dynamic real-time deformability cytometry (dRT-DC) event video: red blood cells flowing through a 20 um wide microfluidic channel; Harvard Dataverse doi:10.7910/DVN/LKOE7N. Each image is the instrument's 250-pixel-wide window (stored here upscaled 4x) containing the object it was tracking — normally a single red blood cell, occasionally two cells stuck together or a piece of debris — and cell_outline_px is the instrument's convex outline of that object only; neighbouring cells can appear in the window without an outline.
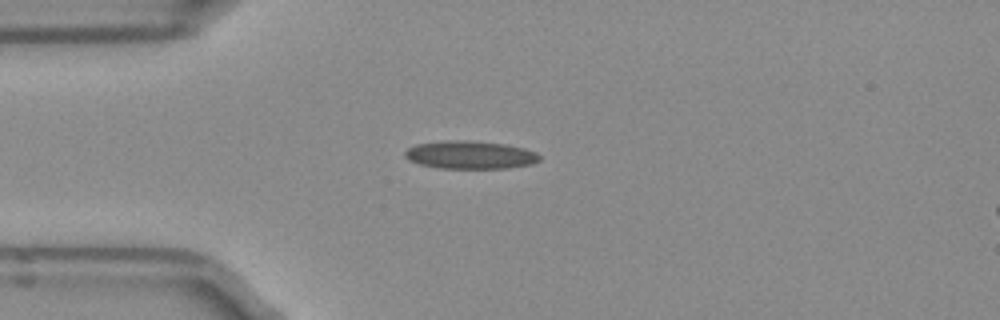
{"species": "Egyptian fruit bat (a non-hibernating species)", "species_latin": "Rousettus aegyptiacus", "temperature_condition": "room temperature", "stored_images_in_passage": 2, "camera_frame_rate_fps": 3000, "um_per_image_px": 0.085, "frame": {"image": 1, "passage_image": 1, "time_ms": 0.0, "image_size_px": [1000, 320], "cell_outline_px": [[540, 160], [532, 164], [508, 168], [440, 168], [420, 164], [408, 160], [404, 156], [404, 152], [408, 148], [416, 144], [448, 140], [464, 140], [504, 144], [524, 148], [536, 152], [540, 156]], "centroid_in_image_um": [39.96, 13.17], "position_along_channel_um": 45.0, "area_um2": 21.91}}